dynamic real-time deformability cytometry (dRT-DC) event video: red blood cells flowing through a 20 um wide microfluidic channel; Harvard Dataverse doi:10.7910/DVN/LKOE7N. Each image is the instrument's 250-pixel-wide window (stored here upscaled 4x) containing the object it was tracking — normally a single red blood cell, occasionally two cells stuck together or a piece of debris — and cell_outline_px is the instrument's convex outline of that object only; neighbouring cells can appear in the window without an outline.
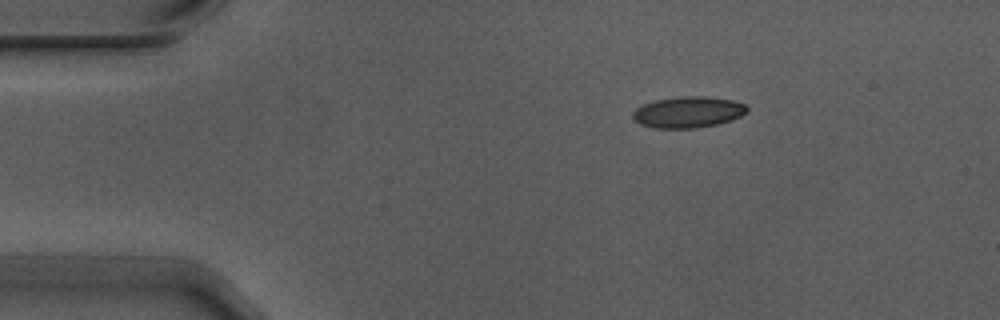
{"species": "Egyptian fruit bat (a non-hibernating species)", "species_latin": "Rousettus aegyptiacus", "temperature_condition": "warm", "stored_images_in_passage": 6, "camera_frame_rate_fps": 3000, "um_per_image_px": 0.085, "animal": {"sex": "male"}, "frame": {"image": 1, "passage_image": 1, "time_ms": 0.0, "image_size_px": [1000, 320], "cell_outline_px": [[748, 108], [740, 116], [716, 124], [696, 128], [656, 128], [640, 124], [632, 116], [632, 112], [636, 108], [644, 104], [656, 100], [680, 96], [704, 96], [732, 100], [744, 104]], "centroid_in_image_um": [58.45, 9.52], "position_along_channel_um": 26.6, "area_um2": 20.46}}
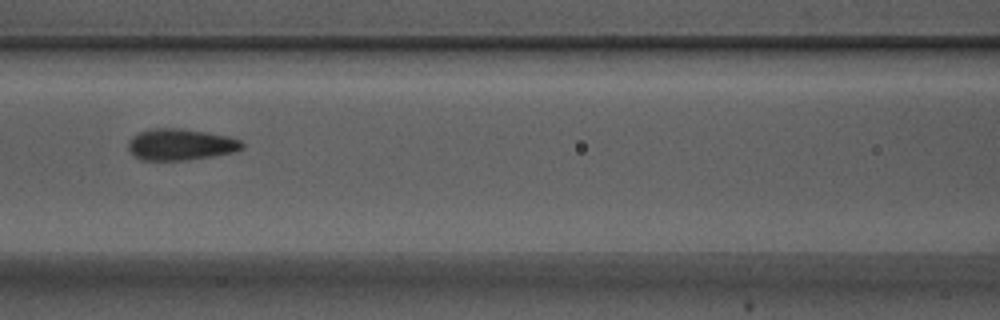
{"frame": {"image": 2, "passage_image": 5, "time_ms": 1.333, "image_size_px": [1000, 320], "cell_outline_px": [[244, 148], [232, 152], [212, 156], [188, 160], [140, 160], [128, 148], [128, 140], [132, 136], [140, 132], [152, 128], [180, 128], [228, 136], [240, 140], [244, 144]], "centroid_in_image_um": [15.34, 12.28], "position_along_channel_um": 151.3, "area_um2": 20.75}}
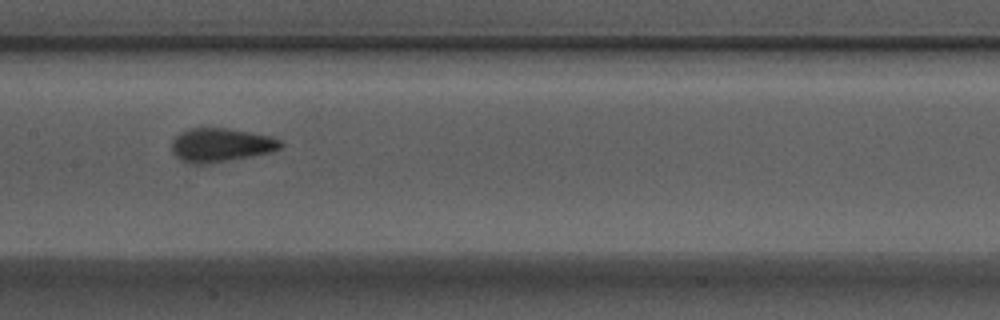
{"frame": {"image": 3, "passage_image": 6, "time_ms": 1.667, "image_size_px": [1000, 320], "cell_outline_px": [[284, 144], [280, 148], [272, 152], [208, 164], [188, 164], [180, 160], [172, 152], [172, 140], [180, 132], [188, 128], [228, 128], [272, 136], [280, 140]], "centroid_in_image_um": [18.76, 12.33], "position_along_channel_um": 188.6, "area_um2": 21.62}}